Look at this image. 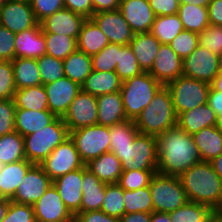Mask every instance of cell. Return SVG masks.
I'll use <instances>...</instances> for the list:
<instances>
[{
	"instance_id": "cell-1",
	"label": "cell",
	"mask_w": 222,
	"mask_h": 222,
	"mask_svg": "<svg viewBox=\"0 0 222 222\" xmlns=\"http://www.w3.org/2000/svg\"><path fill=\"white\" fill-rule=\"evenodd\" d=\"M156 138L158 173L179 177L201 161L198 147L193 142L192 135L178 125L168 129Z\"/></svg>"
},
{
	"instance_id": "cell-68",
	"label": "cell",
	"mask_w": 222,
	"mask_h": 222,
	"mask_svg": "<svg viewBox=\"0 0 222 222\" xmlns=\"http://www.w3.org/2000/svg\"><path fill=\"white\" fill-rule=\"evenodd\" d=\"M215 126L222 131V110H219V114L216 115Z\"/></svg>"
},
{
	"instance_id": "cell-3",
	"label": "cell",
	"mask_w": 222,
	"mask_h": 222,
	"mask_svg": "<svg viewBox=\"0 0 222 222\" xmlns=\"http://www.w3.org/2000/svg\"><path fill=\"white\" fill-rule=\"evenodd\" d=\"M139 133L159 136L177 125L172 96L167 86H162L151 102L135 119Z\"/></svg>"
},
{
	"instance_id": "cell-19",
	"label": "cell",
	"mask_w": 222,
	"mask_h": 222,
	"mask_svg": "<svg viewBox=\"0 0 222 222\" xmlns=\"http://www.w3.org/2000/svg\"><path fill=\"white\" fill-rule=\"evenodd\" d=\"M83 173L84 166L53 180V186L57 189L62 201L74 216L80 213L83 197Z\"/></svg>"
},
{
	"instance_id": "cell-39",
	"label": "cell",
	"mask_w": 222,
	"mask_h": 222,
	"mask_svg": "<svg viewBox=\"0 0 222 222\" xmlns=\"http://www.w3.org/2000/svg\"><path fill=\"white\" fill-rule=\"evenodd\" d=\"M153 212V201L149 186L138 190H124V214Z\"/></svg>"
},
{
	"instance_id": "cell-18",
	"label": "cell",
	"mask_w": 222,
	"mask_h": 222,
	"mask_svg": "<svg viewBox=\"0 0 222 222\" xmlns=\"http://www.w3.org/2000/svg\"><path fill=\"white\" fill-rule=\"evenodd\" d=\"M118 10L135 34L150 32L156 15L148 0H121Z\"/></svg>"
},
{
	"instance_id": "cell-7",
	"label": "cell",
	"mask_w": 222,
	"mask_h": 222,
	"mask_svg": "<svg viewBox=\"0 0 222 222\" xmlns=\"http://www.w3.org/2000/svg\"><path fill=\"white\" fill-rule=\"evenodd\" d=\"M154 212L169 213L188 202L186 192L178 176L156 172L149 185Z\"/></svg>"
},
{
	"instance_id": "cell-17",
	"label": "cell",
	"mask_w": 222,
	"mask_h": 222,
	"mask_svg": "<svg viewBox=\"0 0 222 222\" xmlns=\"http://www.w3.org/2000/svg\"><path fill=\"white\" fill-rule=\"evenodd\" d=\"M32 207L35 220L41 222H74V215L66 207L53 185Z\"/></svg>"
},
{
	"instance_id": "cell-32",
	"label": "cell",
	"mask_w": 222,
	"mask_h": 222,
	"mask_svg": "<svg viewBox=\"0 0 222 222\" xmlns=\"http://www.w3.org/2000/svg\"><path fill=\"white\" fill-rule=\"evenodd\" d=\"M109 43L107 36L100 30L94 21L92 19H87L77 39V50L92 57Z\"/></svg>"
},
{
	"instance_id": "cell-31",
	"label": "cell",
	"mask_w": 222,
	"mask_h": 222,
	"mask_svg": "<svg viewBox=\"0 0 222 222\" xmlns=\"http://www.w3.org/2000/svg\"><path fill=\"white\" fill-rule=\"evenodd\" d=\"M192 139L198 147L201 161L210 162L222 153V131L216 126L201 129L192 135Z\"/></svg>"
},
{
	"instance_id": "cell-16",
	"label": "cell",
	"mask_w": 222,
	"mask_h": 222,
	"mask_svg": "<svg viewBox=\"0 0 222 222\" xmlns=\"http://www.w3.org/2000/svg\"><path fill=\"white\" fill-rule=\"evenodd\" d=\"M44 88L47 93L48 110L60 118L64 117L71 102L81 91V86L66 76L45 84Z\"/></svg>"
},
{
	"instance_id": "cell-52",
	"label": "cell",
	"mask_w": 222,
	"mask_h": 222,
	"mask_svg": "<svg viewBox=\"0 0 222 222\" xmlns=\"http://www.w3.org/2000/svg\"><path fill=\"white\" fill-rule=\"evenodd\" d=\"M35 214L31 205L10 201L7 213L2 222H35Z\"/></svg>"
},
{
	"instance_id": "cell-67",
	"label": "cell",
	"mask_w": 222,
	"mask_h": 222,
	"mask_svg": "<svg viewBox=\"0 0 222 222\" xmlns=\"http://www.w3.org/2000/svg\"><path fill=\"white\" fill-rule=\"evenodd\" d=\"M207 222H222V213L220 211H214Z\"/></svg>"
},
{
	"instance_id": "cell-65",
	"label": "cell",
	"mask_w": 222,
	"mask_h": 222,
	"mask_svg": "<svg viewBox=\"0 0 222 222\" xmlns=\"http://www.w3.org/2000/svg\"><path fill=\"white\" fill-rule=\"evenodd\" d=\"M211 0H180V4L208 7Z\"/></svg>"
},
{
	"instance_id": "cell-59",
	"label": "cell",
	"mask_w": 222,
	"mask_h": 222,
	"mask_svg": "<svg viewBox=\"0 0 222 222\" xmlns=\"http://www.w3.org/2000/svg\"><path fill=\"white\" fill-rule=\"evenodd\" d=\"M121 0H92L93 14L101 11H115L119 9Z\"/></svg>"
},
{
	"instance_id": "cell-41",
	"label": "cell",
	"mask_w": 222,
	"mask_h": 222,
	"mask_svg": "<svg viewBox=\"0 0 222 222\" xmlns=\"http://www.w3.org/2000/svg\"><path fill=\"white\" fill-rule=\"evenodd\" d=\"M213 212L209 206L188 201L169 215L171 222H207Z\"/></svg>"
},
{
	"instance_id": "cell-6",
	"label": "cell",
	"mask_w": 222,
	"mask_h": 222,
	"mask_svg": "<svg viewBox=\"0 0 222 222\" xmlns=\"http://www.w3.org/2000/svg\"><path fill=\"white\" fill-rule=\"evenodd\" d=\"M121 161L122 170H157V138L138 133L133 143L124 148H110Z\"/></svg>"
},
{
	"instance_id": "cell-54",
	"label": "cell",
	"mask_w": 222,
	"mask_h": 222,
	"mask_svg": "<svg viewBox=\"0 0 222 222\" xmlns=\"http://www.w3.org/2000/svg\"><path fill=\"white\" fill-rule=\"evenodd\" d=\"M15 37V33L0 25V58L3 61L15 58Z\"/></svg>"
},
{
	"instance_id": "cell-56",
	"label": "cell",
	"mask_w": 222,
	"mask_h": 222,
	"mask_svg": "<svg viewBox=\"0 0 222 222\" xmlns=\"http://www.w3.org/2000/svg\"><path fill=\"white\" fill-rule=\"evenodd\" d=\"M74 222H121L120 218L109 216L101 210L77 213Z\"/></svg>"
},
{
	"instance_id": "cell-61",
	"label": "cell",
	"mask_w": 222,
	"mask_h": 222,
	"mask_svg": "<svg viewBox=\"0 0 222 222\" xmlns=\"http://www.w3.org/2000/svg\"><path fill=\"white\" fill-rule=\"evenodd\" d=\"M120 220L121 222H150L151 213L136 212L124 214Z\"/></svg>"
},
{
	"instance_id": "cell-63",
	"label": "cell",
	"mask_w": 222,
	"mask_h": 222,
	"mask_svg": "<svg viewBox=\"0 0 222 222\" xmlns=\"http://www.w3.org/2000/svg\"><path fill=\"white\" fill-rule=\"evenodd\" d=\"M210 163L212 164L214 171L222 180V153L211 160Z\"/></svg>"
},
{
	"instance_id": "cell-50",
	"label": "cell",
	"mask_w": 222,
	"mask_h": 222,
	"mask_svg": "<svg viewBox=\"0 0 222 222\" xmlns=\"http://www.w3.org/2000/svg\"><path fill=\"white\" fill-rule=\"evenodd\" d=\"M16 91L11 61L0 62V99H13Z\"/></svg>"
},
{
	"instance_id": "cell-4",
	"label": "cell",
	"mask_w": 222,
	"mask_h": 222,
	"mask_svg": "<svg viewBox=\"0 0 222 222\" xmlns=\"http://www.w3.org/2000/svg\"><path fill=\"white\" fill-rule=\"evenodd\" d=\"M162 86L149 72L123 81L120 93L127 119L135 121Z\"/></svg>"
},
{
	"instance_id": "cell-10",
	"label": "cell",
	"mask_w": 222,
	"mask_h": 222,
	"mask_svg": "<svg viewBox=\"0 0 222 222\" xmlns=\"http://www.w3.org/2000/svg\"><path fill=\"white\" fill-rule=\"evenodd\" d=\"M44 172L52 179L82 168L85 164L70 137L59 144L40 164Z\"/></svg>"
},
{
	"instance_id": "cell-2",
	"label": "cell",
	"mask_w": 222,
	"mask_h": 222,
	"mask_svg": "<svg viewBox=\"0 0 222 222\" xmlns=\"http://www.w3.org/2000/svg\"><path fill=\"white\" fill-rule=\"evenodd\" d=\"M189 202L222 209V180L210 162L200 161L179 176Z\"/></svg>"
},
{
	"instance_id": "cell-51",
	"label": "cell",
	"mask_w": 222,
	"mask_h": 222,
	"mask_svg": "<svg viewBox=\"0 0 222 222\" xmlns=\"http://www.w3.org/2000/svg\"><path fill=\"white\" fill-rule=\"evenodd\" d=\"M15 109L14 99H0V136L15 131Z\"/></svg>"
},
{
	"instance_id": "cell-37",
	"label": "cell",
	"mask_w": 222,
	"mask_h": 222,
	"mask_svg": "<svg viewBox=\"0 0 222 222\" xmlns=\"http://www.w3.org/2000/svg\"><path fill=\"white\" fill-rule=\"evenodd\" d=\"M184 30L177 14L156 16L150 33L161 43L169 45Z\"/></svg>"
},
{
	"instance_id": "cell-36",
	"label": "cell",
	"mask_w": 222,
	"mask_h": 222,
	"mask_svg": "<svg viewBox=\"0 0 222 222\" xmlns=\"http://www.w3.org/2000/svg\"><path fill=\"white\" fill-rule=\"evenodd\" d=\"M13 99L16 108L34 111L48 110L47 93L43 84L16 89Z\"/></svg>"
},
{
	"instance_id": "cell-55",
	"label": "cell",
	"mask_w": 222,
	"mask_h": 222,
	"mask_svg": "<svg viewBox=\"0 0 222 222\" xmlns=\"http://www.w3.org/2000/svg\"><path fill=\"white\" fill-rule=\"evenodd\" d=\"M156 16L175 15L178 12L180 0H148Z\"/></svg>"
},
{
	"instance_id": "cell-66",
	"label": "cell",
	"mask_w": 222,
	"mask_h": 222,
	"mask_svg": "<svg viewBox=\"0 0 222 222\" xmlns=\"http://www.w3.org/2000/svg\"><path fill=\"white\" fill-rule=\"evenodd\" d=\"M210 86L217 91L222 92V75L218 74L210 84Z\"/></svg>"
},
{
	"instance_id": "cell-30",
	"label": "cell",
	"mask_w": 222,
	"mask_h": 222,
	"mask_svg": "<svg viewBox=\"0 0 222 222\" xmlns=\"http://www.w3.org/2000/svg\"><path fill=\"white\" fill-rule=\"evenodd\" d=\"M85 165L100 181L106 184L118 183L123 172L121 161L112 152L103 153Z\"/></svg>"
},
{
	"instance_id": "cell-40",
	"label": "cell",
	"mask_w": 222,
	"mask_h": 222,
	"mask_svg": "<svg viewBox=\"0 0 222 222\" xmlns=\"http://www.w3.org/2000/svg\"><path fill=\"white\" fill-rule=\"evenodd\" d=\"M44 37L46 55L64 60L68 55L77 50L76 38L54 33H44Z\"/></svg>"
},
{
	"instance_id": "cell-45",
	"label": "cell",
	"mask_w": 222,
	"mask_h": 222,
	"mask_svg": "<svg viewBox=\"0 0 222 222\" xmlns=\"http://www.w3.org/2000/svg\"><path fill=\"white\" fill-rule=\"evenodd\" d=\"M156 172L157 170H123L117 184L123 190H138L149 186Z\"/></svg>"
},
{
	"instance_id": "cell-26",
	"label": "cell",
	"mask_w": 222,
	"mask_h": 222,
	"mask_svg": "<svg viewBox=\"0 0 222 222\" xmlns=\"http://www.w3.org/2000/svg\"><path fill=\"white\" fill-rule=\"evenodd\" d=\"M106 193V183L100 181L84 165L82 180V203L80 212L101 210Z\"/></svg>"
},
{
	"instance_id": "cell-8",
	"label": "cell",
	"mask_w": 222,
	"mask_h": 222,
	"mask_svg": "<svg viewBox=\"0 0 222 222\" xmlns=\"http://www.w3.org/2000/svg\"><path fill=\"white\" fill-rule=\"evenodd\" d=\"M166 86L171 93L177 117L185 111L206 104L211 88L206 82L183 75Z\"/></svg>"
},
{
	"instance_id": "cell-21",
	"label": "cell",
	"mask_w": 222,
	"mask_h": 222,
	"mask_svg": "<svg viewBox=\"0 0 222 222\" xmlns=\"http://www.w3.org/2000/svg\"><path fill=\"white\" fill-rule=\"evenodd\" d=\"M181 59L169 45L161 44L149 73L163 86L183 74Z\"/></svg>"
},
{
	"instance_id": "cell-48",
	"label": "cell",
	"mask_w": 222,
	"mask_h": 222,
	"mask_svg": "<svg viewBox=\"0 0 222 222\" xmlns=\"http://www.w3.org/2000/svg\"><path fill=\"white\" fill-rule=\"evenodd\" d=\"M199 45V34L183 30L169 44L171 49L181 58L188 57Z\"/></svg>"
},
{
	"instance_id": "cell-70",
	"label": "cell",
	"mask_w": 222,
	"mask_h": 222,
	"mask_svg": "<svg viewBox=\"0 0 222 222\" xmlns=\"http://www.w3.org/2000/svg\"><path fill=\"white\" fill-rule=\"evenodd\" d=\"M6 2V0H0V7Z\"/></svg>"
},
{
	"instance_id": "cell-53",
	"label": "cell",
	"mask_w": 222,
	"mask_h": 222,
	"mask_svg": "<svg viewBox=\"0 0 222 222\" xmlns=\"http://www.w3.org/2000/svg\"><path fill=\"white\" fill-rule=\"evenodd\" d=\"M30 4L39 23L46 17L65 8L63 0H30Z\"/></svg>"
},
{
	"instance_id": "cell-46",
	"label": "cell",
	"mask_w": 222,
	"mask_h": 222,
	"mask_svg": "<svg viewBox=\"0 0 222 222\" xmlns=\"http://www.w3.org/2000/svg\"><path fill=\"white\" fill-rule=\"evenodd\" d=\"M37 63L43 85L65 76L63 60L43 55L37 59Z\"/></svg>"
},
{
	"instance_id": "cell-5",
	"label": "cell",
	"mask_w": 222,
	"mask_h": 222,
	"mask_svg": "<svg viewBox=\"0 0 222 222\" xmlns=\"http://www.w3.org/2000/svg\"><path fill=\"white\" fill-rule=\"evenodd\" d=\"M68 137L67 126L62 118L57 117L51 124L24 136L26 160L40 165Z\"/></svg>"
},
{
	"instance_id": "cell-35",
	"label": "cell",
	"mask_w": 222,
	"mask_h": 222,
	"mask_svg": "<svg viewBox=\"0 0 222 222\" xmlns=\"http://www.w3.org/2000/svg\"><path fill=\"white\" fill-rule=\"evenodd\" d=\"M177 15L184 30L197 34L203 32L210 25L208 7L180 4Z\"/></svg>"
},
{
	"instance_id": "cell-13",
	"label": "cell",
	"mask_w": 222,
	"mask_h": 222,
	"mask_svg": "<svg viewBox=\"0 0 222 222\" xmlns=\"http://www.w3.org/2000/svg\"><path fill=\"white\" fill-rule=\"evenodd\" d=\"M0 25L16 34L40 23L35 18L30 1L6 0L0 7Z\"/></svg>"
},
{
	"instance_id": "cell-62",
	"label": "cell",
	"mask_w": 222,
	"mask_h": 222,
	"mask_svg": "<svg viewBox=\"0 0 222 222\" xmlns=\"http://www.w3.org/2000/svg\"><path fill=\"white\" fill-rule=\"evenodd\" d=\"M150 222H171L169 213L152 212Z\"/></svg>"
},
{
	"instance_id": "cell-28",
	"label": "cell",
	"mask_w": 222,
	"mask_h": 222,
	"mask_svg": "<svg viewBox=\"0 0 222 222\" xmlns=\"http://www.w3.org/2000/svg\"><path fill=\"white\" fill-rule=\"evenodd\" d=\"M215 123L216 114L207 103L185 111L177 117V125L190 135L205 127L215 126Z\"/></svg>"
},
{
	"instance_id": "cell-25",
	"label": "cell",
	"mask_w": 222,
	"mask_h": 222,
	"mask_svg": "<svg viewBox=\"0 0 222 222\" xmlns=\"http://www.w3.org/2000/svg\"><path fill=\"white\" fill-rule=\"evenodd\" d=\"M28 160H21L0 166V197L12 199L27 171L33 166Z\"/></svg>"
},
{
	"instance_id": "cell-42",
	"label": "cell",
	"mask_w": 222,
	"mask_h": 222,
	"mask_svg": "<svg viewBox=\"0 0 222 222\" xmlns=\"http://www.w3.org/2000/svg\"><path fill=\"white\" fill-rule=\"evenodd\" d=\"M115 72L122 81L141 74L137 58L130 45H121L118 48V61Z\"/></svg>"
},
{
	"instance_id": "cell-27",
	"label": "cell",
	"mask_w": 222,
	"mask_h": 222,
	"mask_svg": "<svg viewBox=\"0 0 222 222\" xmlns=\"http://www.w3.org/2000/svg\"><path fill=\"white\" fill-rule=\"evenodd\" d=\"M122 83L115 71L93 70L81 85V90L97 97L120 91Z\"/></svg>"
},
{
	"instance_id": "cell-33",
	"label": "cell",
	"mask_w": 222,
	"mask_h": 222,
	"mask_svg": "<svg viewBox=\"0 0 222 222\" xmlns=\"http://www.w3.org/2000/svg\"><path fill=\"white\" fill-rule=\"evenodd\" d=\"M11 64L16 89L29 88L42 84L37 59L14 58Z\"/></svg>"
},
{
	"instance_id": "cell-20",
	"label": "cell",
	"mask_w": 222,
	"mask_h": 222,
	"mask_svg": "<svg viewBox=\"0 0 222 222\" xmlns=\"http://www.w3.org/2000/svg\"><path fill=\"white\" fill-rule=\"evenodd\" d=\"M84 16L76 14L67 8H63L40 22L44 33H54L78 39L84 22Z\"/></svg>"
},
{
	"instance_id": "cell-38",
	"label": "cell",
	"mask_w": 222,
	"mask_h": 222,
	"mask_svg": "<svg viewBox=\"0 0 222 222\" xmlns=\"http://www.w3.org/2000/svg\"><path fill=\"white\" fill-rule=\"evenodd\" d=\"M25 159L23 136L16 131L0 136V166Z\"/></svg>"
},
{
	"instance_id": "cell-44",
	"label": "cell",
	"mask_w": 222,
	"mask_h": 222,
	"mask_svg": "<svg viewBox=\"0 0 222 222\" xmlns=\"http://www.w3.org/2000/svg\"><path fill=\"white\" fill-rule=\"evenodd\" d=\"M101 211L117 218L124 215V190L117 183L106 184Z\"/></svg>"
},
{
	"instance_id": "cell-47",
	"label": "cell",
	"mask_w": 222,
	"mask_h": 222,
	"mask_svg": "<svg viewBox=\"0 0 222 222\" xmlns=\"http://www.w3.org/2000/svg\"><path fill=\"white\" fill-rule=\"evenodd\" d=\"M120 44L109 43L100 52L92 56V68L96 71H115Z\"/></svg>"
},
{
	"instance_id": "cell-29",
	"label": "cell",
	"mask_w": 222,
	"mask_h": 222,
	"mask_svg": "<svg viewBox=\"0 0 222 222\" xmlns=\"http://www.w3.org/2000/svg\"><path fill=\"white\" fill-rule=\"evenodd\" d=\"M129 45L137 58L139 67L143 72H149L161 43L150 32H147L135 34Z\"/></svg>"
},
{
	"instance_id": "cell-64",
	"label": "cell",
	"mask_w": 222,
	"mask_h": 222,
	"mask_svg": "<svg viewBox=\"0 0 222 222\" xmlns=\"http://www.w3.org/2000/svg\"><path fill=\"white\" fill-rule=\"evenodd\" d=\"M10 201V199L0 197V222H2L7 213Z\"/></svg>"
},
{
	"instance_id": "cell-60",
	"label": "cell",
	"mask_w": 222,
	"mask_h": 222,
	"mask_svg": "<svg viewBox=\"0 0 222 222\" xmlns=\"http://www.w3.org/2000/svg\"><path fill=\"white\" fill-rule=\"evenodd\" d=\"M207 104L214 110L215 114H219V110H222V92L210 88Z\"/></svg>"
},
{
	"instance_id": "cell-9",
	"label": "cell",
	"mask_w": 222,
	"mask_h": 222,
	"mask_svg": "<svg viewBox=\"0 0 222 222\" xmlns=\"http://www.w3.org/2000/svg\"><path fill=\"white\" fill-rule=\"evenodd\" d=\"M79 157L84 164L110 152V126L92 125L69 131Z\"/></svg>"
},
{
	"instance_id": "cell-11",
	"label": "cell",
	"mask_w": 222,
	"mask_h": 222,
	"mask_svg": "<svg viewBox=\"0 0 222 222\" xmlns=\"http://www.w3.org/2000/svg\"><path fill=\"white\" fill-rule=\"evenodd\" d=\"M183 76L211 84L219 74L218 54L200 45L182 61Z\"/></svg>"
},
{
	"instance_id": "cell-12",
	"label": "cell",
	"mask_w": 222,
	"mask_h": 222,
	"mask_svg": "<svg viewBox=\"0 0 222 222\" xmlns=\"http://www.w3.org/2000/svg\"><path fill=\"white\" fill-rule=\"evenodd\" d=\"M97 110V97L81 90L71 102L67 113L62 119L68 131H73L82 127L96 125Z\"/></svg>"
},
{
	"instance_id": "cell-49",
	"label": "cell",
	"mask_w": 222,
	"mask_h": 222,
	"mask_svg": "<svg viewBox=\"0 0 222 222\" xmlns=\"http://www.w3.org/2000/svg\"><path fill=\"white\" fill-rule=\"evenodd\" d=\"M199 45L209 51L222 53V26L209 25L199 34Z\"/></svg>"
},
{
	"instance_id": "cell-23",
	"label": "cell",
	"mask_w": 222,
	"mask_h": 222,
	"mask_svg": "<svg viewBox=\"0 0 222 222\" xmlns=\"http://www.w3.org/2000/svg\"><path fill=\"white\" fill-rule=\"evenodd\" d=\"M97 106L98 125L113 126L128 120L120 91L97 96Z\"/></svg>"
},
{
	"instance_id": "cell-15",
	"label": "cell",
	"mask_w": 222,
	"mask_h": 222,
	"mask_svg": "<svg viewBox=\"0 0 222 222\" xmlns=\"http://www.w3.org/2000/svg\"><path fill=\"white\" fill-rule=\"evenodd\" d=\"M91 19L107 36L110 43L128 45L134 38V31L119 10L101 11L93 14Z\"/></svg>"
},
{
	"instance_id": "cell-24",
	"label": "cell",
	"mask_w": 222,
	"mask_h": 222,
	"mask_svg": "<svg viewBox=\"0 0 222 222\" xmlns=\"http://www.w3.org/2000/svg\"><path fill=\"white\" fill-rule=\"evenodd\" d=\"M56 118L49 110L34 111L16 108L14 117L15 131L24 137L51 124Z\"/></svg>"
},
{
	"instance_id": "cell-22",
	"label": "cell",
	"mask_w": 222,
	"mask_h": 222,
	"mask_svg": "<svg viewBox=\"0 0 222 222\" xmlns=\"http://www.w3.org/2000/svg\"><path fill=\"white\" fill-rule=\"evenodd\" d=\"M15 58L38 59L46 55L45 37L41 26L16 33Z\"/></svg>"
},
{
	"instance_id": "cell-57",
	"label": "cell",
	"mask_w": 222,
	"mask_h": 222,
	"mask_svg": "<svg viewBox=\"0 0 222 222\" xmlns=\"http://www.w3.org/2000/svg\"><path fill=\"white\" fill-rule=\"evenodd\" d=\"M65 8L87 19L93 15L92 0H63Z\"/></svg>"
},
{
	"instance_id": "cell-34",
	"label": "cell",
	"mask_w": 222,
	"mask_h": 222,
	"mask_svg": "<svg viewBox=\"0 0 222 222\" xmlns=\"http://www.w3.org/2000/svg\"><path fill=\"white\" fill-rule=\"evenodd\" d=\"M63 65L65 76L80 86L93 71L92 57L79 50L68 55L63 60Z\"/></svg>"
},
{
	"instance_id": "cell-14",
	"label": "cell",
	"mask_w": 222,
	"mask_h": 222,
	"mask_svg": "<svg viewBox=\"0 0 222 222\" xmlns=\"http://www.w3.org/2000/svg\"><path fill=\"white\" fill-rule=\"evenodd\" d=\"M53 185V180L44 172L41 165L34 164L24 176L11 201L33 205Z\"/></svg>"
},
{
	"instance_id": "cell-58",
	"label": "cell",
	"mask_w": 222,
	"mask_h": 222,
	"mask_svg": "<svg viewBox=\"0 0 222 222\" xmlns=\"http://www.w3.org/2000/svg\"><path fill=\"white\" fill-rule=\"evenodd\" d=\"M208 13L210 25L222 26V0H211Z\"/></svg>"
},
{
	"instance_id": "cell-43",
	"label": "cell",
	"mask_w": 222,
	"mask_h": 222,
	"mask_svg": "<svg viewBox=\"0 0 222 222\" xmlns=\"http://www.w3.org/2000/svg\"><path fill=\"white\" fill-rule=\"evenodd\" d=\"M139 133L134 120L110 126V148H124L133 143Z\"/></svg>"
},
{
	"instance_id": "cell-69",
	"label": "cell",
	"mask_w": 222,
	"mask_h": 222,
	"mask_svg": "<svg viewBox=\"0 0 222 222\" xmlns=\"http://www.w3.org/2000/svg\"><path fill=\"white\" fill-rule=\"evenodd\" d=\"M218 70L219 74L222 75V53L218 55Z\"/></svg>"
}]
</instances>
